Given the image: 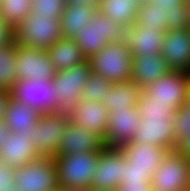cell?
I'll return each mask as SVG.
<instances>
[{
  "label": "cell",
  "instance_id": "cell-1",
  "mask_svg": "<svg viewBox=\"0 0 190 191\" xmlns=\"http://www.w3.org/2000/svg\"><path fill=\"white\" fill-rule=\"evenodd\" d=\"M100 151L54 156L60 190H87L93 184Z\"/></svg>",
  "mask_w": 190,
  "mask_h": 191
},
{
  "label": "cell",
  "instance_id": "cell-2",
  "mask_svg": "<svg viewBox=\"0 0 190 191\" xmlns=\"http://www.w3.org/2000/svg\"><path fill=\"white\" fill-rule=\"evenodd\" d=\"M126 157L124 164V182H151L155 171L168 154L166 148L150 144L126 142L120 146Z\"/></svg>",
  "mask_w": 190,
  "mask_h": 191
},
{
  "label": "cell",
  "instance_id": "cell-3",
  "mask_svg": "<svg viewBox=\"0 0 190 191\" xmlns=\"http://www.w3.org/2000/svg\"><path fill=\"white\" fill-rule=\"evenodd\" d=\"M14 34L16 44L44 50L63 37L60 18L32 11L14 29Z\"/></svg>",
  "mask_w": 190,
  "mask_h": 191
},
{
  "label": "cell",
  "instance_id": "cell-4",
  "mask_svg": "<svg viewBox=\"0 0 190 191\" xmlns=\"http://www.w3.org/2000/svg\"><path fill=\"white\" fill-rule=\"evenodd\" d=\"M88 61L92 72L112 83L131 80L133 56L125 41L108 43Z\"/></svg>",
  "mask_w": 190,
  "mask_h": 191
},
{
  "label": "cell",
  "instance_id": "cell-5",
  "mask_svg": "<svg viewBox=\"0 0 190 191\" xmlns=\"http://www.w3.org/2000/svg\"><path fill=\"white\" fill-rule=\"evenodd\" d=\"M73 40L89 59L108 43L125 41V28L97 11Z\"/></svg>",
  "mask_w": 190,
  "mask_h": 191
},
{
  "label": "cell",
  "instance_id": "cell-6",
  "mask_svg": "<svg viewBox=\"0 0 190 191\" xmlns=\"http://www.w3.org/2000/svg\"><path fill=\"white\" fill-rule=\"evenodd\" d=\"M11 92V98L21 104H27L41 114L61 112L55 83L49 79L17 80Z\"/></svg>",
  "mask_w": 190,
  "mask_h": 191
},
{
  "label": "cell",
  "instance_id": "cell-7",
  "mask_svg": "<svg viewBox=\"0 0 190 191\" xmlns=\"http://www.w3.org/2000/svg\"><path fill=\"white\" fill-rule=\"evenodd\" d=\"M69 122L67 112L40 114L29 139L33 141L35 150L41 157L58 156Z\"/></svg>",
  "mask_w": 190,
  "mask_h": 191
},
{
  "label": "cell",
  "instance_id": "cell-8",
  "mask_svg": "<svg viewBox=\"0 0 190 191\" xmlns=\"http://www.w3.org/2000/svg\"><path fill=\"white\" fill-rule=\"evenodd\" d=\"M14 170L18 191H60L53 157H42Z\"/></svg>",
  "mask_w": 190,
  "mask_h": 191
},
{
  "label": "cell",
  "instance_id": "cell-9",
  "mask_svg": "<svg viewBox=\"0 0 190 191\" xmlns=\"http://www.w3.org/2000/svg\"><path fill=\"white\" fill-rule=\"evenodd\" d=\"M190 183V162L176 150L169 151L152 177L155 191H187Z\"/></svg>",
  "mask_w": 190,
  "mask_h": 191
},
{
  "label": "cell",
  "instance_id": "cell-10",
  "mask_svg": "<svg viewBox=\"0 0 190 191\" xmlns=\"http://www.w3.org/2000/svg\"><path fill=\"white\" fill-rule=\"evenodd\" d=\"M126 157L120 147L105 146L99 154L90 191H115L124 182Z\"/></svg>",
  "mask_w": 190,
  "mask_h": 191
},
{
  "label": "cell",
  "instance_id": "cell-11",
  "mask_svg": "<svg viewBox=\"0 0 190 191\" xmlns=\"http://www.w3.org/2000/svg\"><path fill=\"white\" fill-rule=\"evenodd\" d=\"M91 73L92 68L89 61L66 70L57 71L53 81L55 83V90L58 93L61 112H67L79 103L83 86Z\"/></svg>",
  "mask_w": 190,
  "mask_h": 191
},
{
  "label": "cell",
  "instance_id": "cell-12",
  "mask_svg": "<svg viewBox=\"0 0 190 191\" xmlns=\"http://www.w3.org/2000/svg\"><path fill=\"white\" fill-rule=\"evenodd\" d=\"M188 74L185 71L170 70L143 90L152 97L153 102L171 103L179 110L187 103Z\"/></svg>",
  "mask_w": 190,
  "mask_h": 191
},
{
  "label": "cell",
  "instance_id": "cell-13",
  "mask_svg": "<svg viewBox=\"0 0 190 191\" xmlns=\"http://www.w3.org/2000/svg\"><path fill=\"white\" fill-rule=\"evenodd\" d=\"M16 73L17 80H53L57 71L47 50L17 44Z\"/></svg>",
  "mask_w": 190,
  "mask_h": 191
},
{
  "label": "cell",
  "instance_id": "cell-14",
  "mask_svg": "<svg viewBox=\"0 0 190 191\" xmlns=\"http://www.w3.org/2000/svg\"><path fill=\"white\" fill-rule=\"evenodd\" d=\"M131 142L150 144L169 151L176 149L173 117L141 118L139 129L135 131Z\"/></svg>",
  "mask_w": 190,
  "mask_h": 191
},
{
  "label": "cell",
  "instance_id": "cell-15",
  "mask_svg": "<svg viewBox=\"0 0 190 191\" xmlns=\"http://www.w3.org/2000/svg\"><path fill=\"white\" fill-rule=\"evenodd\" d=\"M141 115L138 106L126 107L110 112L104 145L120 147L132 141L135 131L139 129Z\"/></svg>",
  "mask_w": 190,
  "mask_h": 191
},
{
  "label": "cell",
  "instance_id": "cell-16",
  "mask_svg": "<svg viewBox=\"0 0 190 191\" xmlns=\"http://www.w3.org/2000/svg\"><path fill=\"white\" fill-rule=\"evenodd\" d=\"M67 114L70 122L83 126L105 139L110 112L102 102L81 98Z\"/></svg>",
  "mask_w": 190,
  "mask_h": 191
},
{
  "label": "cell",
  "instance_id": "cell-17",
  "mask_svg": "<svg viewBox=\"0 0 190 191\" xmlns=\"http://www.w3.org/2000/svg\"><path fill=\"white\" fill-rule=\"evenodd\" d=\"M161 55L170 70L190 73V31H166L162 43Z\"/></svg>",
  "mask_w": 190,
  "mask_h": 191
},
{
  "label": "cell",
  "instance_id": "cell-18",
  "mask_svg": "<svg viewBox=\"0 0 190 191\" xmlns=\"http://www.w3.org/2000/svg\"><path fill=\"white\" fill-rule=\"evenodd\" d=\"M104 147V140L97 133L69 122L62 137V145L59 148L58 156L89 151L98 152Z\"/></svg>",
  "mask_w": 190,
  "mask_h": 191
},
{
  "label": "cell",
  "instance_id": "cell-19",
  "mask_svg": "<svg viewBox=\"0 0 190 191\" xmlns=\"http://www.w3.org/2000/svg\"><path fill=\"white\" fill-rule=\"evenodd\" d=\"M29 134L11 132L0 149V161L11 167H21L42 158L35 150Z\"/></svg>",
  "mask_w": 190,
  "mask_h": 191
},
{
  "label": "cell",
  "instance_id": "cell-20",
  "mask_svg": "<svg viewBox=\"0 0 190 191\" xmlns=\"http://www.w3.org/2000/svg\"><path fill=\"white\" fill-rule=\"evenodd\" d=\"M169 71V66L161 53L146 52L133 56L131 80L140 88H144Z\"/></svg>",
  "mask_w": 190,
  "mask_h": 191
},
{
  "label": "cell",
  "instance_id": "cell-21",
  "mask_svg": "<svg viewBox=\"0 0 190 191\" xmlns=\"http://www.w3.org/2000/svg\"><path fill=\"white\" fill-rule=\"evenodd\" d=\"M166 31H154L150 26L143 28L136 22L125 29V42L132 56L161 53L162 43Z\"/></svg>",
  "mask_w": 190,
  "mask_h": 191
},
{
  "label": "cell",
  "instance_id": "cell-22",
  "mask_svg": "<svg viewBox=\"0 0 190 191\" xmlns=\"http://www.w3.org/2000/svg\"><path fill=\"white\" fill-rule=\"evenodd\" d=\"M142 91L132 80L113 83L101 102L109 112L138 106Z\"/></svg>",
  "mask_w": 190,
  "mask_h": 191
},
{
  "label": "cell",
  "instance_id": "cell-23",
  "mask_svg": "<svg viewBox=\"0 0 190 191\" xmlns=\"http://www.w3.org/2000/svg\"><path fill=\"white\" fill-rule=\"evenodd\" d=\"M47 53L56 71L66 70L88 61L81 48L70 38H60L47 49Z\"/></svg>",
  "mask_w": 190,
  "mask_h": 191
},
{
  "label": "cell",
  "instance_id": "cell-24",
  "mask_svg": "<svg viewBox=\"0 0 190 191\" xmlns=\"http://www.w3.org/2000/svg\"><path fill=\"white\" fill-rule=\"evenodd\" d=\"M41 113L27 104L10 99L4 115V121L12 132L20 135L32 133Z\"/></svg>",
  "mask_w": 190,
  "mask_h": 191
},
{
  "label": "cell",
  "instance_id": "cell-25",
  "mask_svg": "<svg viewBox=\"0 0 190 191\" xmlns=\"http://www.w3.org/2000/svg\"><path fill=\"white\" fill-rule=\"evenodd\" d=\"M140 5V0H101L98 11L127 29L136 22Z\"/></svg>",
  "mask_w": 190,
  "mask_h": 191
},
{
  "label": "cell",
  "instance_id": "cell-26",
  "mask_svg": "<svg viewBox=\"0 0 190 191\" xmlns=\"http://www.w3.org/2000/svg\"><path fill=\"white\" fill-rule=\"evenodd\" d=\"M97 11V8L89 5L66 4L60 18L62 36L73 39L83 26L88 25Z\"/></svg>",
  "mask_w": 190,
  "mask_h": 191
},
{
  "label": "cell",
  "instance_id": "cell-27",
  "mask_svg": "<svg viewBox=\"0 0 190 191\" xmlns=\"http://www.w3.org/2000/svg\"><path fill=\"white\" fill-rule=\"evenodd\" d=\"M160 5L168 20V31L185 30L190 28L186 0H150Z\"/></svg>",
  "mask_w": 190,
  "mask_h": 191
},
{
  "label": "cell",
  "instance_id": "cell-28",
  "mask_svg": "<svg viewBox=\"0 0 190 191\" xmlns=\"http://www.w3.org/2000/svg\"><path fill=\"white\" fill-rule=\"evenodd\" d=\"M16 55L15 40L11 44L0 47V89L11 91L17 81Z\"/></svg>",
  "mask_w": 190,
  "mask_h": 191
},
{
  "label": "cell",
  "instance_id": "cell-29",
  "mask_svg": "<svg viewBox=\"0 0 190 191\" xmlns=\"http://www.w3.org/2000/svg\"><path fill=\"white\" fill-rule=\"evenodd\" d=\"M167 17L160 5L148 0L141 2L136 23L143 28L150 26L154 31H168Z\"/></svg>",
  "mask_w": 190,
  "mask_h": 191
},
{
  "label": "cell",
  "instance_id": "cell-30",
  "mask_svg": "<svg viewBox=\"0 0 190 191\" xmlns=\"http://www.w3.org/2000/svg\"><path fill=\"white\" fill-rule=\"evenodd\" d=\"M32 11V0H0V16L15 29Z\"/></svg>",
  "mask_w": 190,
  "mask_h": 191
},
{
  "label": "cell",
  "instance_id": "cell-31",
  "mask_svg": "<svg viewBox=\"0 0 190 191\" xmlns=\"http://www.w3.org/2000/svg\"><path fill=\"white\" fill-rule=\"evenodd\" d=\"M138 110L141 118L173 117L177 111L171 103L153 102L152 97L144 90L140 95Z\"/></svg>",
  "mask_w": 190,
  "mask_h": 191
},
{
  "label": "cell",
  "instance_id": "cell-32",
  "mask_svg": "<svg viewBox=\"0 0 190 191\" xmlns=\"http://www.w3.org/2000/svg\"><path fill=\"white\" fill-rule=\"evenodd\" d=\"M112 84L103 75L92 72L83 86L81 98L101 102Z\"/></svg>",
  "mask_w": 190,
  "mask_h": 191
},
{
  "label": "cell",
  "instance_id": "cell-33",
  "mask_svg": "<svg viewBox=\"0 0 190 191\" xmlns=\"http://www.w3.org/2000/svg\"><path fill=\"white\" fill-rule=\"evenodd\" d=\"M65 5L64 0H32V12L51 15L53 18H61Z\"/></svg>",
  "mask_w": 190,
  "mask_h": 191
},
{
  "label": "cell",
  "instance_id": "cell-34",
  "mask_svg": "<svg viewBox=\"0 0 190 191\" xmlns=\"http://www.w3.org/2000/svg\"><path fill=\"white\" fill-rule=\"evenodd\" d=\"M175 139L178 142L186 133H190V104H185L173 115Z\"/></svg>",
  "mask_w": 190,
  "mask_h": 191
},
{
  "label": "cell",
  "instance_id": "cell-35",
  "mask_svg": "<svg viewBox=\"0 0 190 191\" xmlns=\"http://www.w3.org/2000/svg\"><path fill=\"white\" fill-rule=\"evenodd\" d=\"M15 170L0 161V191L15 190Z\"/></svg>",
  "mask_w": 190,
  "mask_h": 191
},
{
  "label": "cell",
  "instance_id": "cell-36",
  "mask_svg": "<svg viewBox=\"0 0 190 191\" xmlns=\"http://www.w3.org/2000/svg\"><path fill=\"white\" fill-rule=\"evenodd\" d=\"M14 40V29L0 16V47L11 44Z\"/></svg>",
  "mask_w": 190,
  "mask_h": 191
},
{
  "label": "cell",
  "instance_id": "cell-37",
  "mask_svg": "<svg viewBox=\"0 0 190 191\" xmlns=\"http://www.w3.org/2000/svg\"><path fill=\"white\" fill-rule=\"evenodd\" d=\"M151 182H123L115 191H151Z\"/></svg>",
  "mask_w": 190,
  "mask_h": 191
},
{
  "label": "cell",
  "instance_id": "cell-38",
  "mask_svg": "<svg viewBox=\"0 0 190 191\" xmlns=\"http://www.w3.org/2000/svg\"><path fill=\"white\" fill-rule=\"evenodd\" d=\"M175 150L190 162V133H186V135L177 142Z\"/></svg>",
  "mask_w": 190,
  "mask_h": 191
},
{
  "label": "cell",
  "instance_id": "cell-39",
  "mask_svg": "<svg viewBox=\"0 0 190 191\" xmlns=\"http://www.w3.org/2000/svg\"><path fill=\"white\" fill-rule=\"evenodd\" d=\"M10 99L11 92L0 89V120L4 118Z\"/></svg>",
  "mask_w": 190,
  "mask_h": 191
},
{
  "label": "cell",
  "instance_id": "cell-40",
  "mask_svg": "<svg viewBox=\"0 0 190 191\" xmlns=\"http://www.w3.org/2000/svg\"><path fill=\"white\" fill-rule=\"evenodd\" d=\"M12 131L9 129L8 125L4 119L0 120V149L3 148V143L8 138Z\"/></svg>",
  "mask_w": 190,
  "mask_h": 191
},
{
  "label": "cell",
  "instance_id": "cell-41",
  "mask_svg": "<svg viewBox=\"0 0 190 191\" xmlns=\"http://www.w3.org/2000/svg\"><path fill=\"white\" fill-rule=\"evenodd\" d=\"M65 4H75V5H89L95 8H99L101 0H64Z\"/></svg>",
  "mask_w": 190,
  "mask_h": 191
},
{
  "label": "cell",
  "instance_id": "cell-42",
  "mask_svg": "<svg viewBox=\"0 0 190 191\" xmlns=\"http://www.w3.org/2000/svg\"><path fill=\"white\" fill-rule=\"evenodd\" d=\"M187 104H190V73L188 74Z\"/></svg>",
  "mask_w": 190,
  "mask_h": 191
},
{
  "label": "cell",
  "instance_id": "cell-43",
  "mask_svg": "<svg viewBox=\"0 0 190 191\" xmlns=\"http://www.w3.org/2000/svg\"><path fill=\"white\" fill-rule=\"evenodd\" d=\"M185 3H186L187 11L189 14V20H190V0H186Z\"/></svg>",
  "mask_w": 190,
  "mask_h": 191
},
{
  "label": "cell",
  "instance_id": "cell-44",
  "mask_svg": "<svg viewBox=\"0 0 190 191\" xmlns=\"http://www.w3.org/2000/svg\"><path fill=\"white\" fill-rule=\"evenodd\" d=\"M60 191H87V190H60Z\"/></svg>",
  "mask_w": 190,
  "mask_h": 191
},
{
  "label": "cell",
  "instance_id": "cell-45",
  "mask_svg": "<svg viewBox=\"0 0 190 191\" xmlns=\"http://www.w3.org/2000/svg\"><path fill=\"white\" fill-rule=\"evenodd\" d=\"M187 191H190V183L188 184V189H187Z\"/></svg>",
  "mask_w": 190,
  "mask_h": 191
}]
</instances>
